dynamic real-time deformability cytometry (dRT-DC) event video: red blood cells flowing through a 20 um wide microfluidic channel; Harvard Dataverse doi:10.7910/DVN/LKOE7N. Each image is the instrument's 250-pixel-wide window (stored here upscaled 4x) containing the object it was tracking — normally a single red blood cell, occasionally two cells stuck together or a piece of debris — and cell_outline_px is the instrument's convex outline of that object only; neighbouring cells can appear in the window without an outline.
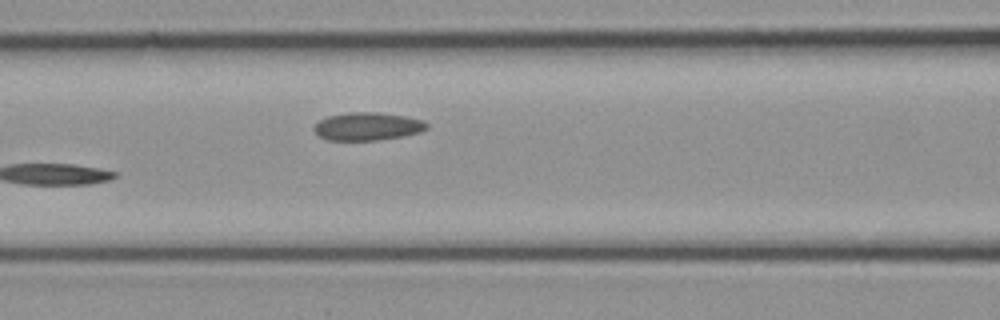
{"species": "common noctule bat (a hibernating species)", "species_latin": "Nyctalus noctula", "temperature_condition": "cold", "stored_images_in_passage": 13, "camera_frame_rate_fps": 3000, "um_per_image_px": 0.085, "animal": {"sex": "female", "body_mass_g": 21.9}, "frame": {"image": 1, "passage_image": 13, "time_ms": 4.0, "image_size_px": [1000, 320], "cell_outline_px": [[428, 128], [420, 132], [404, 136], [376, 140], [328, 140], [316, 136], [312, 128], [320, 120], [328, 116], [348, 112], [376, 112], [408, 116], [424, 120], [428, 124]], "centroid_in_image_um": [31.24, 10.74], "position_along_channel_um": 135.4, "area_um2": 18.61}}